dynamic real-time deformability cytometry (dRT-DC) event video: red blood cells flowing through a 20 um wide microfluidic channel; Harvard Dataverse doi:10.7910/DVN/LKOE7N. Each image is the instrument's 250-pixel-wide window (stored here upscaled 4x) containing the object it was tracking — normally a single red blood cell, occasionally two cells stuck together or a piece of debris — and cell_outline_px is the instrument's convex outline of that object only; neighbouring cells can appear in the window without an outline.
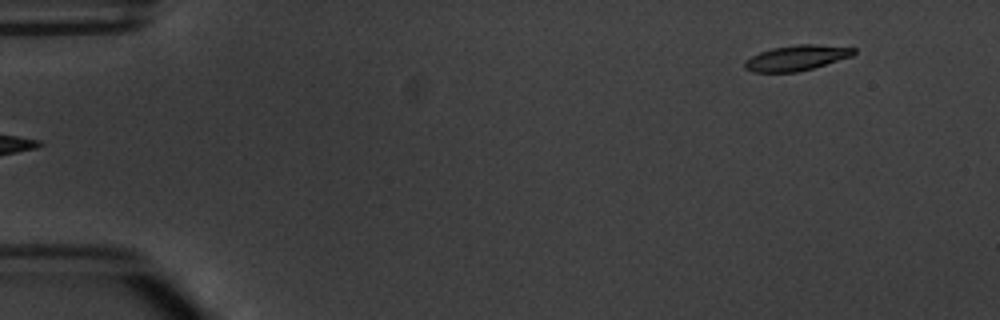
{"species": "common noctule bat (a hibernating species)", "species_latin": "Nyctalus noctula", "temperature_condition": "warm", "stored_images_in_passage": 3, "camera_frame_rate_fps": 3000, "um_per_image_px": 0.085, "animal": {"sex": "male", "body_mass_g": 20.1, "forearm_length_mm": 53.5}, "frame": {"image": 1, "passage_image": 3, "time_ms": 2.333, "image_size_px": [1000, 320], "cell_outline_px": [[856, 52], [852, 56], [812, 68], [796, 72], [752, 72], [744, 68], [744, 60], [760, 52], [772, 48], [796, 44], [816, 44], [856, 48]], "centroid_in_image_um": [67.69, 4.91], "position_along_channel_um": 17.3, "area_um2": 16.07}}